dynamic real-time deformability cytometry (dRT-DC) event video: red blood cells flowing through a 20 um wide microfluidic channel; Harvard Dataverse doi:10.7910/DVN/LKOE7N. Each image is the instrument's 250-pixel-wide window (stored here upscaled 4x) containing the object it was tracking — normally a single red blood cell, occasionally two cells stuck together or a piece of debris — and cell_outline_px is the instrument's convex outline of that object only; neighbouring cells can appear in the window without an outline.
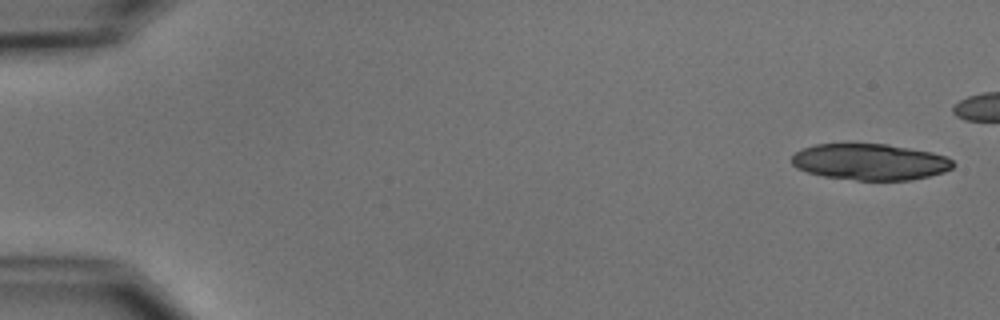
{"species": "common noctule bat (a hibernating species)", "species_latin": "Nyctalus noctula", "temperature_condition": "cold", "stored_images_in_passage": 9, "camera_frame_rate_fps": 3000, "um_per_image_px": 0.085, "animal": {"sex": "male", "body_mass_g": 15.6}, "frame": {"image": 1, "passage_image": 1, "time_ms": 0.0, "image_size_px": [1000, 320], "cell_outline_px": [[956, 164], [952, 168], [944, 172], [912, 180], [856, 180], [824, 176], [808, 172], [796, 168], [792, 164], [792, 156], [796, 152], [804, 148], [816, 144], [888, 144], [932, 152], [948, 156]], "centroid_in_image_um": [73.99, 13.76], "position_along_channel_um": 11.0, "area_um2": 34.16}}
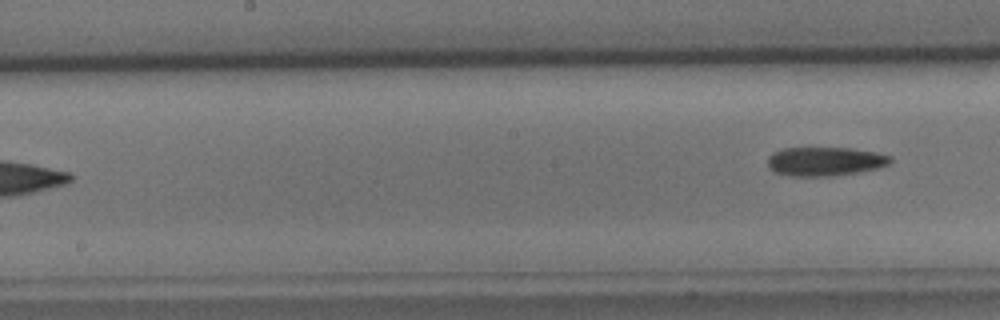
{"frame": {"image": 2, "passage_image": 9, "time_ms": 10.333, "image_size_px": [1000, 320], "cell_outline_px": [[892, 160], [888, 164], [880, 168], [832, 176], [792, 176], [776, 172], [768, 168], [768, 156], [772, 152], [784, 148], [852, 148], [876, 152], [892, 156]], "centroid_in_image_um": [70.13, 13.71], "position_along_channel_um": 178.1, "area_um2": 20.75}}